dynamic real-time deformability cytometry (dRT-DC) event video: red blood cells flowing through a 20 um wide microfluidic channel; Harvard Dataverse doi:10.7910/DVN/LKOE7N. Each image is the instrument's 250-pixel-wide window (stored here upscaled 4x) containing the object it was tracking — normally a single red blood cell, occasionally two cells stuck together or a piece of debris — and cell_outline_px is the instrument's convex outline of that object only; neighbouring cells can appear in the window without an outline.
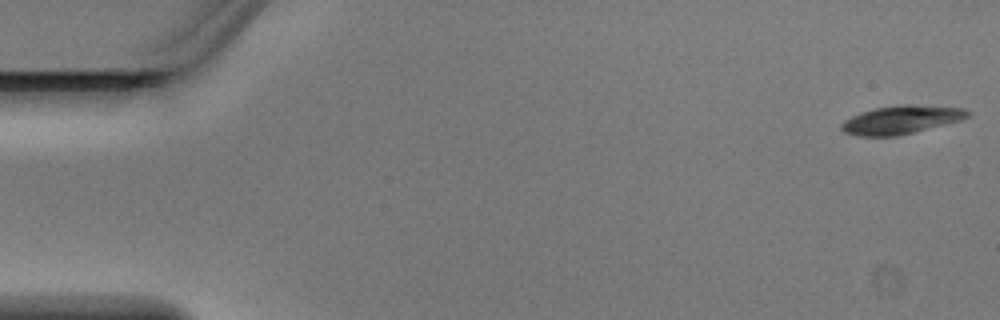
{"species": "Egyptian fruit bat (a non-hibernating species)", "species_latin": "Rousettus aegyptiacus", "temperature_condition": "warm", "stored_images_in_passage": 4, "camera_frame_rate_fps": 3000, "um_per_image_px": 0.085, "animal": {"sex": "male"}, "frame": {"image": 1, "passage_image": 1, "time_ms": 0.0, "image_size_px": [1000, 320], "cell_outline_px": [[972, 112], [968, 116], [960, 120], [896, 136], [860, 136], [844, 132], [840, 128], [840, 124], [844, 120], [860, 112], [876, 108], [896, 104], [912, 104], [964, 108]], "centroid_in_image_um": [76.57, 10.16], "position_along_channel_um": 8.4, "area_um2": 20.75}}
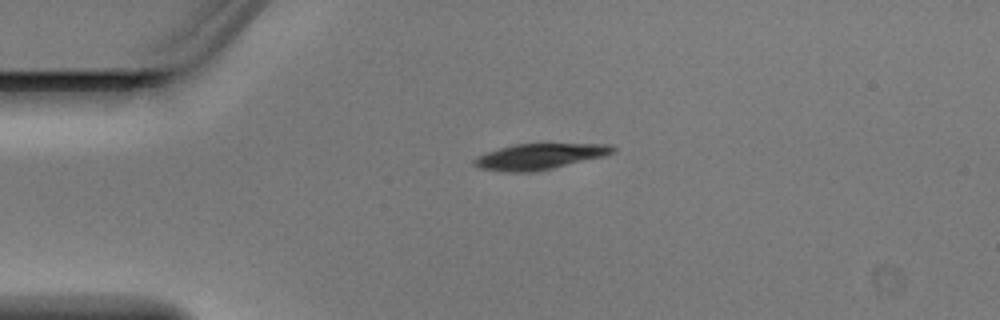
{"frame": {"image": 2, "passage_image": 3, "time_ms": 0.667, "image_size_px": [1000, 320], "cell_outline_px": [[616, 152], [604, 156], [552, 168], [532, 172], [504, 172], [480, 168], [472, 160], [488, 152], [500, 148], [516, 144], [608, 144], [616, 148]], "centroid_in_image_um": [45.9, 13.3], "position_along_channel_um": 39.1, "area_um2": 20.46}}